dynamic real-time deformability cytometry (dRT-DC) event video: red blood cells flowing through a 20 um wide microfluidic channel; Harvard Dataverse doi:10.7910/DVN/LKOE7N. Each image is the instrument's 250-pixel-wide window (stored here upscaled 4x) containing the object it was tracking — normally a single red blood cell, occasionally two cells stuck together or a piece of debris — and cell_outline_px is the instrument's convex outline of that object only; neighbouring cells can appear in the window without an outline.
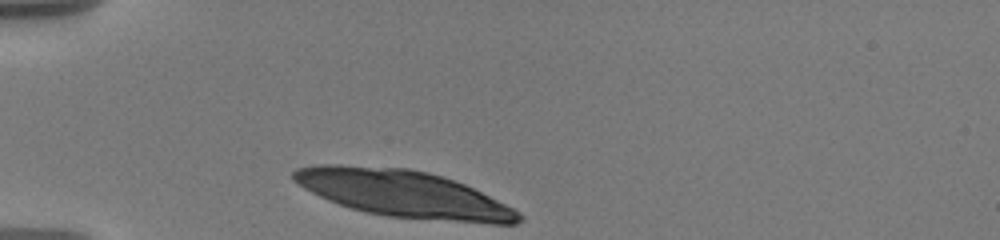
{"species": "human", "species_latin": "Homo sapiens", "temperature_condition": "warm", "stored_images_in_passage": 8, "camera_frame_rate_fps": 3000, "um_per_image_px": 0.085, "donor": {"sex": "male"}, "frame": {"image": 1, "passage_image": 1, "time_ms": 0.0, "image_size_px": [1000, 240], "cell_outline_px": [[524, 220], [516, 224], [492, 224], [388, 216], [364, 212], [328, 200], [304, 188], [292, 180], [292, 172], [296, 168], [320, 164], [340, 164], [408, 168], [428, 172], [444, 176], [464, 184], [520, 212], [524, 216]], "centroid_in_image_um": [34.29, 16.46], "position_along_channel_um": 50.7, "area_um2": 61.33}}